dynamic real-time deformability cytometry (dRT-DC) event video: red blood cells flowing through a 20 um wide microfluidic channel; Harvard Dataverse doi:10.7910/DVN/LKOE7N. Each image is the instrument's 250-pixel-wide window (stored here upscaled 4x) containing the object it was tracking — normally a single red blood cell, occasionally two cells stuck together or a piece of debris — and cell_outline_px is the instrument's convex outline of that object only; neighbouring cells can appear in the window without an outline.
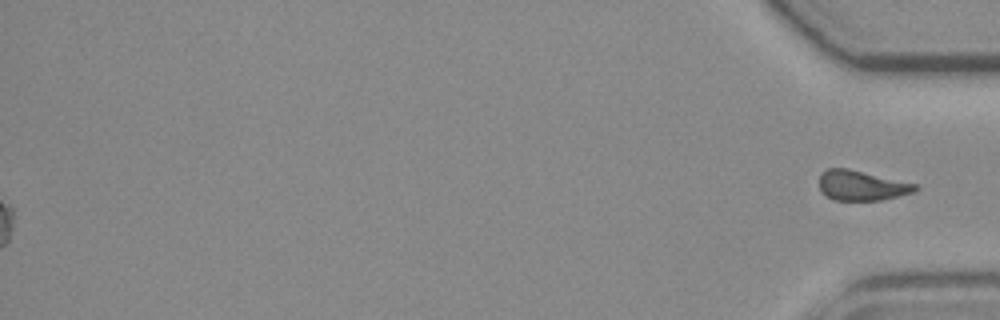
{"species": "common noctule bat (a hibernating species)", "species_latin": "Nyctalus noctula", "temperature_condition": "room temperature", "stored_images_in_passage": 55, "segment_of_instrument_passage": [2, 2], "camera_frame_rate_fps": 3000, "um_per_image_px": 0.085, "animal": {"sex": "female", "body_mass_g": 19.3, "forearm_length_mm": 54.1}, "frame": {"image": 1, "passage_image": 55, "time_ms": 18.0, "image_size_px": [1000, 320], "cell_outline_px": [[920, 188], [916, 192], [880, 200], [832, 200], [824, 196], [820, 192], [820, 176], [828, 168], [848, 168], [916, 184]], "centroid_in_image_um": [73.23, 15.78], "position_along_channel_um": 362.0, "area_um2": 16.82}}